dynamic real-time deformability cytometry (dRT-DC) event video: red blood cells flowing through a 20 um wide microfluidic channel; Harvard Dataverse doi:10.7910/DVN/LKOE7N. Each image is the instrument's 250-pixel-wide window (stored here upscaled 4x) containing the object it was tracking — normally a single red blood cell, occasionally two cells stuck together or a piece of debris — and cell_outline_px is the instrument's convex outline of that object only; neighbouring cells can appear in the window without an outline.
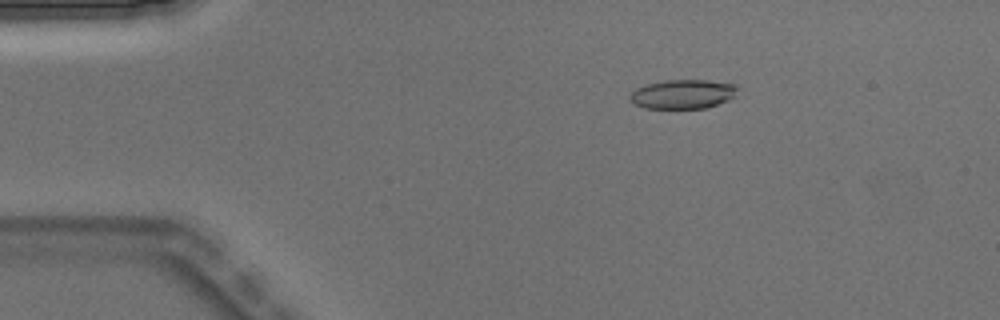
{"species": "Egyptian fruit bat (a non-hibernating species)", "species_latin": "Rousettus aegyptiacus", "temperature_condition": "warm", "stored_images_in_passage": 7, "camera_frame_rate_fps": 3000, "um_per_image_px": 0.085, "animal": {"sex": "male"}, "frame": {"image": 1, "passage_image": 3, "time_ms": 0.667, "image_size_px": [1000, 320], "cell_outline_px": [[736, 88], [732, 96], [728, 100], [704, 108], [644, 108], [632, 104], [628, 100], [628, 96], [636, 88], [644, 84], [664, 80], [708, 80], [736, 84]], "centroid_in_image_um": [57.94, 7.99], "position_along_channel_um": 27.1, "area_um2": 18.32}}
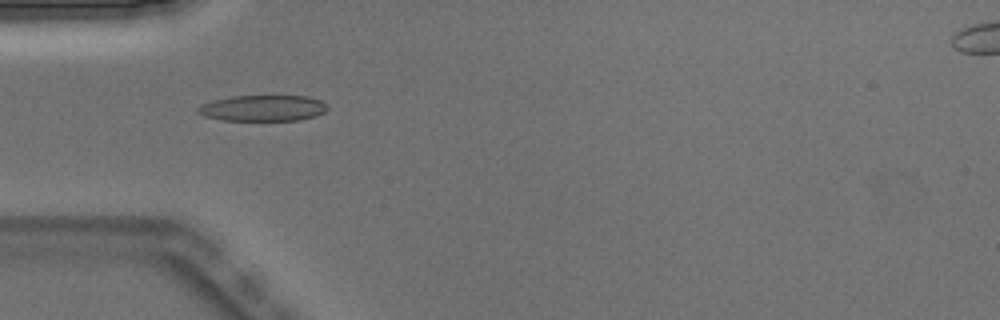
{"frame": {"image": 2, "passage_image": 4, "time_ms": 1.0, "image_size_px": [1000, 320], "cell_outline_px": [[328, 108], [324, 112], [316, 116], [300, 120], [220, 120], [204, 116], [196, 112], [196, 108], [212, 100], [232, 96], [308, 96], [320, 100]], "centroid_in_image_um": [22.33, 9.19], "position_along_channel_um": 62.7, "area_um2": 19.59}}